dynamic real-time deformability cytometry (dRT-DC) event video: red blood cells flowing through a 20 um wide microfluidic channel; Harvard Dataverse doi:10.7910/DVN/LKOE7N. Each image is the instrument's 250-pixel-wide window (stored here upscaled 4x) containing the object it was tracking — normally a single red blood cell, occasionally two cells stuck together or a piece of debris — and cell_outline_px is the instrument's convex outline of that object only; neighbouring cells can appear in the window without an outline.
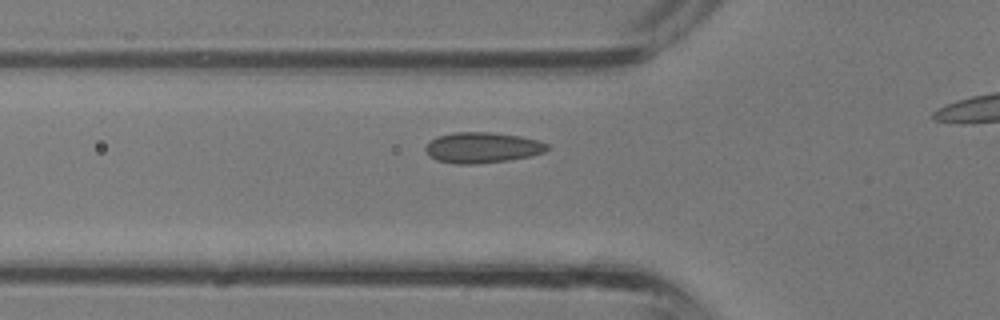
{"species": "common noctule bat (a hibernating species)", "species_latin": "Nyctalus noctula", "temperature_condition": "room temperature", "stored_images_in_passage": 16, "camera_frame_rate_fps": 3000, "um_per_image_px": 0.085, "animal": {"sex": "male", "body_mass_g": 13.3}, "frame": {"image": 1, "passage_image": 3, "time_ms": 0.667, "image_size_px": [1000, 320], "cell_outline_px": [[548, 148], [544, 152], [532, 156], [508, 160], [476, 164], [456, 164], [436, 160], [428, 156], [424, 148], [428, 140], [436, 136], [452, 132], [492, 132], [520, 136], [540, 140], [548, 144]], "centroid_in_image_um": [40.96, 12.54], "position_along_channel_um": 84.8, "area_um2": 22.14}}
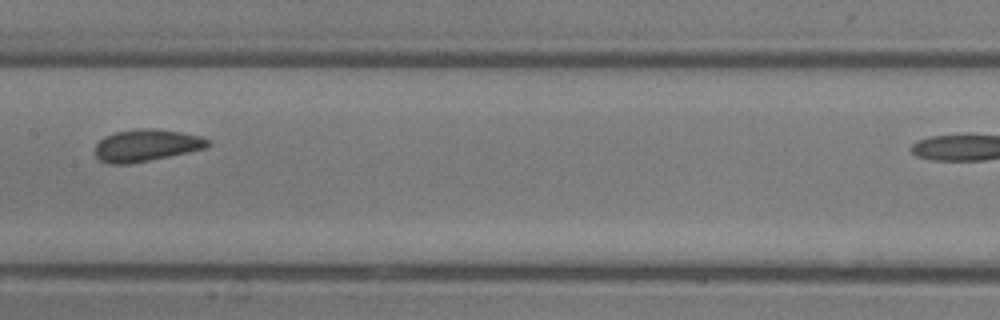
{"frame": {"image": 2, "passage_image": 9, "time_ms": 2.667, "image_size_px": [1000, 320], "cell_outline_px": [[212, 144], [204, 148], [188, 152], [128, 164], [112, 164], [100, 160], [96, 156], [96, 144], [104, 136], [116, 132], [136, 128], [144, 128], [180, 132], [200, 136], [208, 140]], "centroid_in_image_um": [12.42, 12.35], "position_along_channel_um": 195.0, "area_um2": 20.69}}
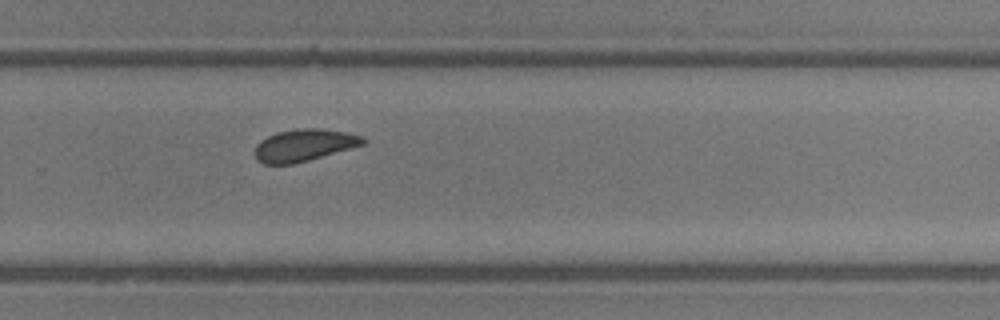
{"frame": {"image": 3, "passage_image": 15, "time_ms": 4.667, "image_size_px": [1000, 320], "cell_outline_px": [[368, 140], [364, 144], [308, 160], [292, 164], [264, 164], [256, 160], [256, 144], [260, 140], [276, 132], [296, 128], [320, 128], [348, 132], [360, 136]], "centroid_in_image_um": [25.83, 12.32], "position_along_channel_um": 304.0, "area_um2": 20.17}}